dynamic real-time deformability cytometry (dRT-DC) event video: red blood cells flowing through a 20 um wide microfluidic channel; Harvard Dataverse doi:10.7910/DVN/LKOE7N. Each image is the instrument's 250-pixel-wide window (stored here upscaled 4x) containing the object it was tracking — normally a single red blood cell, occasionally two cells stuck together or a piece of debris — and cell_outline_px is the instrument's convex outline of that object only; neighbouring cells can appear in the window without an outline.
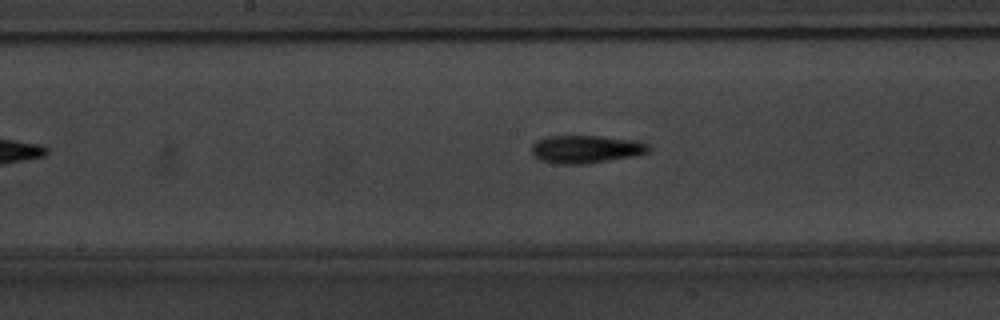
{"species": "common noctule bat (a hibernating species)", "species_latin": "Nyctalus noctula", "temperature_condition": "warm", "stored_images_in_passage": 47, "camera_frame_rate_fps": 3000, "um_per_image_px": 0.085, "animal": {"sex": "male", "body_mass_g": 20.1, "forearm_length_mm": 53.5}, "frame": {"image": 1, "passage_image": 21, "time_ms": 6.667, "image_size_px": [1000, 320], "cell_outline_px": [[652, 148], [648, 152], [636, 156], [584, 164], [560, 164], [540, 160], [532, 152], [532, 144], [536, 140], [548, 136], [600, 136], [636, 140], [648, 144]], "centroid_in_image_um": [49.84, 12.68], "position_along_channel_um": 198.4, "area_um2": 19.07}, "authors_computed_cell_mechanics": {"area_um2": 17.6868, "velocity_mm_per_s": 3.8187, "shape_relaxation_time_tau1_ms": 3.3469, "shape_relaxation_time_tau2_ms": null, "deformation_change_tau1": 0.1715, "deformation_change_tau2": null}}